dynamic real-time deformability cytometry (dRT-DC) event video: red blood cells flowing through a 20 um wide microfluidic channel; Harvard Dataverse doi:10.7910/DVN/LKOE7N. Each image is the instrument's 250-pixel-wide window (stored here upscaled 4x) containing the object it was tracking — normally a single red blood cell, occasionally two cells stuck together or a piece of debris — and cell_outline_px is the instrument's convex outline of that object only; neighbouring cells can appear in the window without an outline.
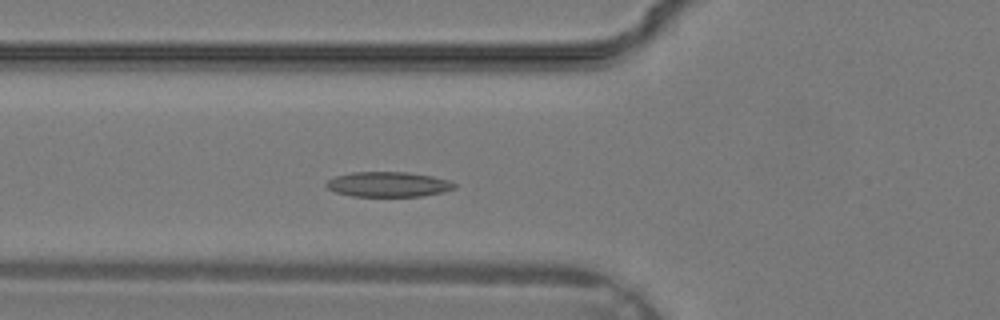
{"species": "common noctule bat (a hibernating species)", "species_latin": "Nyctalus noctula", "temperature_condition": "warm", "stored_images_in_passage": 24, "camera_frame_rate_fps": 3000, "um_per_image_px": 0.085, "animal": {"sex": "male", "body_mass_g": 19.2, "forearm_length_mm": 51.8}, "frame": {"image": 1, "passage_image": 4, "time_ms": 1.0, "image_size_px": [1000, 320], "cell_outline_px": [[456, 188], [444, 192], [420, 196], [352, 196], [336, 192], [328, 188], [324, 184], [328, 180], [336, 176], [352, 172], [408, 172], [432, 176], [448, 180], [456, 184]], "centroid_in_image_um": [33.01, 15.67], "position_along_channel_um": 92.8, "area_um2": 18.67}}
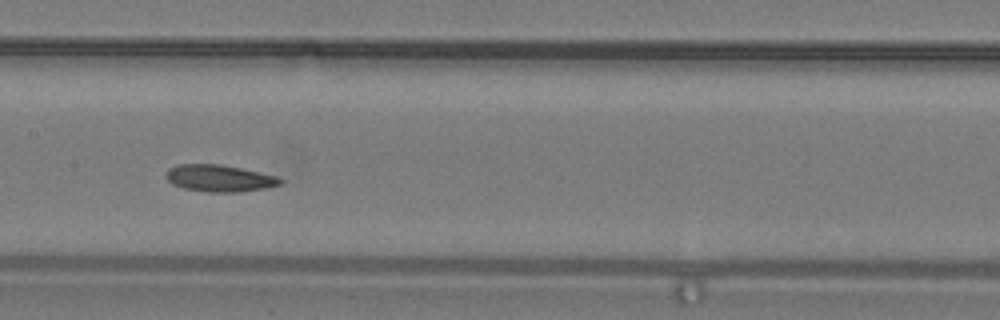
{"frame": {"image": 2, "passage_image": 9, "time_ms": 2.667, "image_size_px": [1000, 320], "cell_outline_px": [[284, 180], [280, 184], [264, 188], [240, 192], [208, 192], [184, 188], [172, 184], [168, 180], [168, 168], [176, 164], [220, 164], [240, 168], [276, 176]], "centroid_in_image_um": [18.64, 15.15], "position_along_channel_um": 188.8, "area_um2": 17.69}}
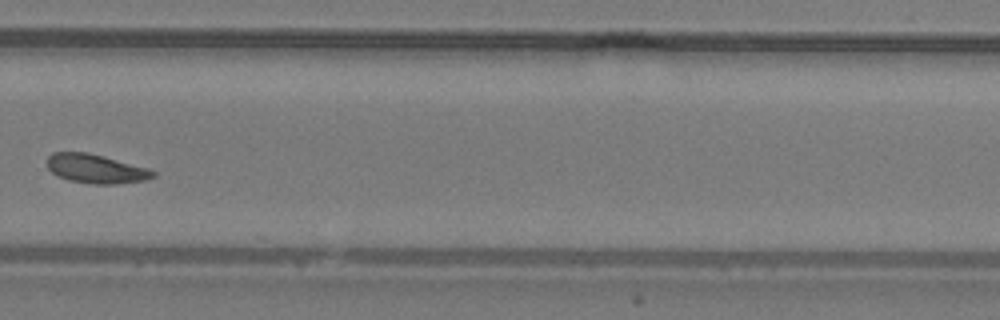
{"frame": {"image": 3, "passage_image": 16, "time_ms": 5.0, "image_size_px": [1000, 320], "cell_outline_px": [[156, 176], [144, 180], [116, 184], [96, 184], [68, 180], [52, 172], [48, 168], [48, 156], [52, 152], [88, 152], [104, 156], [148, 168], [156, 172]], "centroid_in_image_um": [8.16, 14.34], "position_along_channel_um": 321.6, "area_um2": 17.8}}